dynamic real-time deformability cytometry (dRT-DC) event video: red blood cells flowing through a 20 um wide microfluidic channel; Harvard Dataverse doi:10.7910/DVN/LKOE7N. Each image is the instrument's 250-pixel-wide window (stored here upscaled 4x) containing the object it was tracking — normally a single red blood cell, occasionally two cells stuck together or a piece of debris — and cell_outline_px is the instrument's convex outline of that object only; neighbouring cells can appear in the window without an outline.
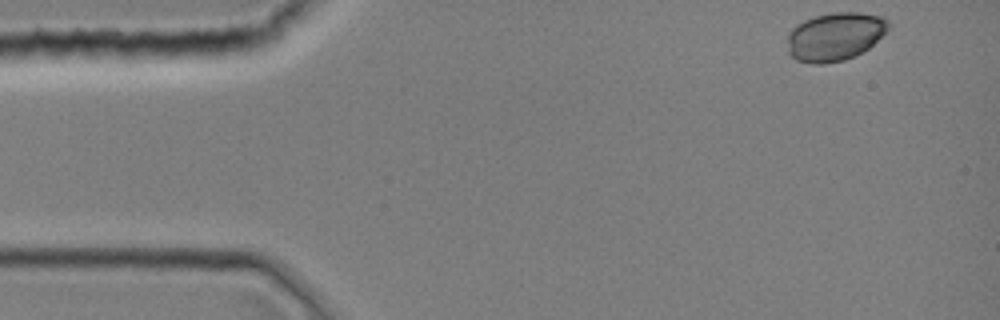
{"species": "common noctule bat (a hibernating species)", "species_latin": "Nyctalus noctula", "temperature_condition": "room temperature", "stored_images_in_passage": 35, "camera_frame_rate_fps": 3000, "um_per_image_px": 0.085, "animal": {"sex": "female", "body_mass_g": 19.0, "forearm_length_mm": 51.5}, "frame": {"image": 1, "passage_image": 1, "time_ms": 0.0, "image_size_px": [1000, 320], "cell_outline_px": [[892, 24], [868, 48], [844, 60], [824, 64], [812, 64], [796, 60], [788, 52], [788, 32], [796, 24], [804, 20], [816, 16], [832, 12], [860, 12], [884, 16]], "centroid_in_image_um": [70.95, 3.09], "position_along_channel_um": 14.0, "area_um2": 28.44}}
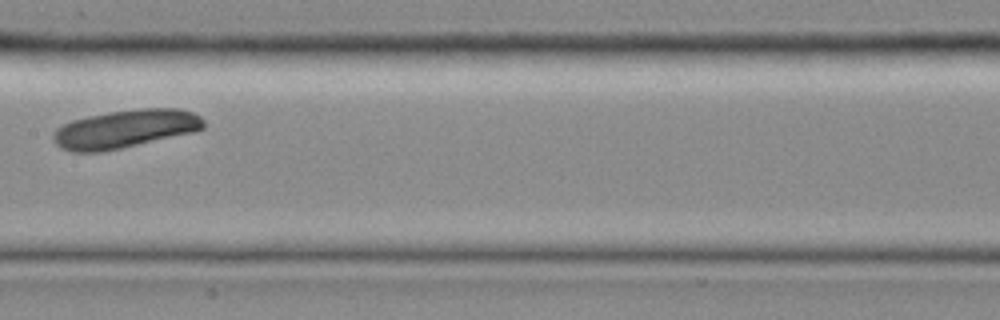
{"frame": {"image": 2, "passage_image": 18, "time_ms": 5.667, "image_size_px": [1000, 320], "cell_outline_px": [[204, 128], [192, 132], [104, 152], [72, 152], [60, 148], [52, 140], [52, 132], [56, 128], [72, 120], [88, 116], [108, 112], [140, 108], [180, 108], [192, 112], [200, 116], [204, 120]], "centroid_in_image_um": [10.6, 10.96], "position_along_channel_um": 196.8, "area_um2": 33.64}}
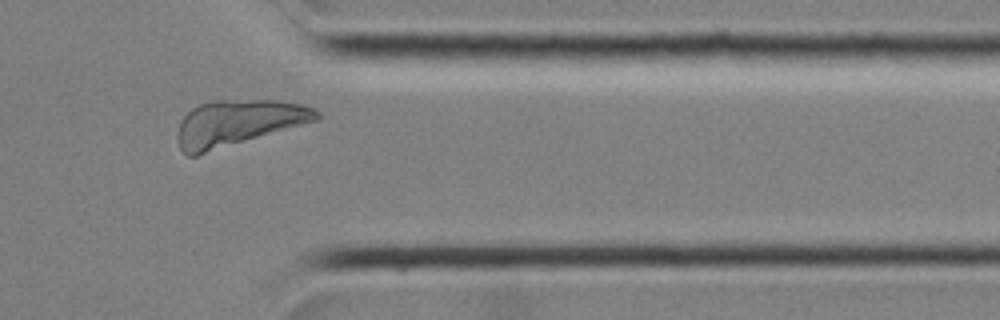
{"frame": {"image": 3, "passage_image": 30, "time_ms": 9.667, "image_size_px": [1000, 320], "cell_outline_px": [[320, 120], [196, 156], [188, 156], [180, 148], [176, 140], [176, 132], [184, 116], [192, 108], [200, 104], [212, 100], [280, 100], [300, 104], [316, 108], [320, 112]], "centroid_in_image_um": [20.25, 10.45], "position_along_channel_um": 391.1, "area_um2": 37.69}}